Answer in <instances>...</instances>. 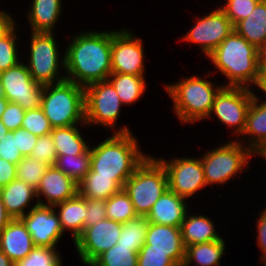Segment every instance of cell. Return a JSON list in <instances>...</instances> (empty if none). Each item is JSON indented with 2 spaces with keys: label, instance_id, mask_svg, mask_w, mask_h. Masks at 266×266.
Wrapping results in <instances>:
<instances>
[{
  "label": "cell",
  "instance_id": "54",
  "mask_svg": "<svg viewBox=\"0 0 266 266\" xmlns=\"http://www.w3.org/2000/svg\"><path fill=\"white\" fill-rule=\"evenodd\" d=\"M260 65H266V46L260 51Z\"/></svg>",
  "mask_w": 266,
  "mask_h": 266
},
{
  "label": "cell",
  "instance_id": "21",
  "mask_svg": "<svg viewBox=\"0 0 266 266\" xmlns=\"http://www.w3.org/2000/svg\"><path fill=\"white\" fill-rule=\"evenodd\" d=\"M258 98L254 94L242 134L249 136L247 137L250 142L248 148L262 156L266 152V101L258 104Z\"/></svg>",
  "mask_w": 266,
  "mask_h": 266
},
{
  "label": "cell",
  "instance_id": "49",
  "mask_svg": "<svg viewBox=\"0 0 266 266\" xmlns=\"http://www.w3.org/2000/svg\"><path fill=\"white\" fill-rule=\"evenodd\" d=\"M255 85L266 94V65H260L258 80Z\"/></svg>",
  "mask_w": 266,
  "mask_h": 266
},
{
  "label": "cell",
  "instance_id": "4",
  "mask_svg": "<svg viewBox=\"0 0 266 266\" xmlns=\"http://www.w3.org/2000/svg\"><path fill=\"white\" fill-rule=\"evenodd\" d=\"M41 109L49 119L52 128L85 125L84 87L64 80L44 85Z\"/></svg>",
  "mask_w": 266,
  "mask_h": 266
},
{
  "label": "cell",
  "instance_id": "8",
  "mask_svg": "<svg viewBox=\"0 0 266 266\" xmlns=\"http://www.w3.org/2000/svg\"><path fill=\"white\" fill-rule=\"evenodd\" d=\"M30 48V61L27 68L35 82L48 85L66 80L65 76L58 75L60 63L61 67H65V56L59 61V52L53 33L32 32Z\"/></svg>",
  "mask_w": 266,
  "mask_h": 266
},
{
  "label": "cell",
  "instance_id": "31",
  "mask_svg": "<svg viewBox=\"0 0 266 266\" xmlns=\"http://www.w3.org/2000/svg\"><path fill=\"white\" fill-rule=\"evenodd\" d=\"M54 166L79 184L91 170L90 147L82 154L57 156Z\"/></svg>",
  "mask_w": 266,
  "mask_h": 266
},
{
  "label": "cell",
  "instance_id": "25",
  "mask_svg": "<svg viewBox=\"0 0 266 266\" xmlns=\"http://www.w3.org/2000/svg\"><path fill=\"white\" fill-rule=\"evenodd\" d=\"M213 222L206 216H185L181 224V236L184 246L207 243L222 239L214 228Z\"/></svg>",
  "mask_w": 266,
  "mask_h": 266
},
{
  "label": "cell",
  "instance_id": "10",
  "mask_svg": "<svg viewBox=\"0 0 266 266\" xmlns=\"http://www.w3.org/2000/svg\"><path fill=\"white\" fill-rule=\"evenodd\" d=\"M0 82L9 102L20 105L25 111L40 107L44 85L33 80L27 64L19 62L0 72Z\"/></svg>",
  "mask_w": 266,
  "mask_h": 266
},
{
  "label": "cell",
  "instance_id": "17",
  "mask_svg": "<svg viewBox=\"0 0 266 266\" xmlns=\"http://www.w3.org/2000/svg\"><path fill=\"white\" fill-rule=\"evenodd\" d=\"M144 245H148V251L168 252L178 266L184 263L186 247L179 227L149 223Z\"/></svg>",
  "mask_w": 266,
  "mask_h": 266
},
{
  "label": "cell",
  "instance_id": "30",
  "mask_svg": "<svg viewBox=\"0 0 266 266\" xmlns=\"http://www.w3.org/2000/svg\"><path fill=\"white\" fill-rule=\"evenodd\" d=\"M107 80L115 88L123 105L137 101L145 92L144 76L111 73Z\"/></svg>",
  "mask_w": 266,
  "mask_h": 266
},
{
  "label": "cell",
  "instance_id": "2",
  "mask_svg": "<svg viewBox=\"0 0 266 266\" xmlns=\"http://www.w3.org/2000/svg\"><path fill=\"white\" fill-rule=\"evenodd\" d=\"M127 127L113 133L96 147L90 148L91 169L96 176L112 177L122 188L136 168L146 159Z\"/></svg>",
  "mask_w": 266,
  "mask_h": 266
},
{
  "label": "cell",
  "instance_id": "46",
  "mask_svg": "<svg viewBox=\"0 0 266 266\" xmlns=\"http://www.w3.org/2000/svg\"><path fill=\"white\" fill-rule=\"evenodd\" d=\"M16 164L0 159V188L16 179Z\"/></svg>",
  "mask_w": 266,
  "mask_h": 266
},
{
  "label": "cell",
  "instance_id": "56",
  "mask_svg": "<svg viewBox=\"0 0 266 266\" xmlns=\"http://www.w3.org/2000/svg\"><path fill=\"white\" fill-rule=\"evenodd\" d=\"M0 98H5L1 82H0Z\"/></svg>",
  "mask_w": 266,
  "mask_h": 266
},
{
  "label": "cell",
  "instance_id": "6",
  "mask_svg": "<svg viewBox=\"0 0 266 266\" xmlns=\"http://www.w3.org/2000/svg\"><path fill=\"white\" fill-rule=\"evenodd\" d=\"M123 189L129 195L137 215L147 216L153 204L168 189L165 167L158 159L147 156L125 182Z\"/></svg>",
  "mask_w": 266,
  "mask_h": 266
},
{
  "label": "cell",
  "instance_id": "45",
  "mask_svg": "<svg viewBox=\"0 0 266 266\" xmlns=\"http://www.w3.org/2000/svg\"><path fill=\"white\" fill-rule=\"evenodd\" d=\"M13 134L17 135L18 148L20 149L22 156H30L32 149L38 140V136L30 133L22 127L14 130Z\"/></svg>",
  "mask_w": 266,
  "mask_h": 266
},
{
  "label": "cell",
  "instance_id": "19",
  "mask_svg": "<svg viewBox=\"0 0 266 266\" xmlns=\"http://www.w3.org/2000/svg\"><path fill=\"white\" fill-rule=\"evenodd\" d=\"M35 247L32 237L20 219H12L0 232V250L15 264Z\"/></svg>",
  "mask_w": 266,
  "mask_h": 266
},
{
  "label": "cell",
  "instance_id": "47",
  "mask_svg": "<svg viewBox=\"0 0 266 266\" xmlns=\"http://www.w3.org/2000/svg\"><path fill=\"white\" fill-rule=\"evenodd\" d=\"M262 214L259 215L260 217L258 218L257 221V228H258V245L260 247V249L262 250V254L263 257L261 258V260H265L266 259V208L263 212H261Z\"/></svg>",
  "mask_w": 266,
  "mask_h": 266
},
{
  "label": "cell",
  "instance_id": "18",
  "mask_svg": "<svg viewBox=\"0 0 266 266\" xmlns=\"http://www.w3.org/2000/svg\"><path fill=\"white\" fill-rule=\"evenodd\" d=\"M78 193V184L55 166H49L36 189L38 204L54 206L64 202ZM40 195L45 196L47 204L40 201Z\"/></svg>",
  "mask_w": 266,
  "mask_h": 266
},
{
  "label": "cell",
  "instance_id": "42",
  "mask_svg": "<svg viewBox=\"0 0 266 266\" xmlns=\"http://www.w3.org/2000/svg\"><path fill=\"white\" fill-rule=\"evenodd\" d=\"M0 155L2 159L16 165L23 158L18 148L17 135H14L13 131H8L0 140Z\"/></svg>",
  "mask_w": 266,
  "mask_h": 266
},
{
  "label": "cell",
  "instance_id": "43",
  "mask_svg": "<svg viewBox=\"0 0 266 266\" xmlns=\"http://www.w3.org/2000/svg\"><path fill=\"white\" fill-rule=\"evenodd\" d=\"M24 116L25 110L20 105L9 102L1 121L9 131H14L22 127Z\"/></svg>",
  "mask_w": 266,
  "mask_h": 266
},
{
  "label": "cell",
  "instance_id": "41",
  "mask_svg": "<svg viewBox=\"0 0 266 266\" xmlns=\"http://www.w3.org/2000/svg\"><path fill=\"white\" fill-rule=\"evenodd\" d=\"M137 266H178L168 252L148 251V245H143L138 252Z\"/></svg>",
  "mask_w": 266,
  "mask_h": 266
},
{
  "label": "cell",
  "instance_id": "44",
  "mask_svg": "<svg viewBox=\"0 0 266 266\" xmlns=\"http://www.w3.org/2000/svg\"><path fill=\"white\" fill-rule=\"evenodd\" d=\"M87 218L85 228L93 226L106 217V200L86 199Z\"/></svg>",
  "mask_w": 266,
  "mask_h": 266
},
{
  "label": "cell",
  "instance_id": "57",
  "mask_svg": "<svg viewBox=\"0 0 266 266\" xmlns=\"http://www.w3.org/2000/svg\"><path fill=\"white\" fill-rule=\"evenodd\" d=\"M262 156L266 159V152L264 154H262Z\"/></svg>",
  "mask_w": 266,
  "mask_h": 266
},
{
  "label": "cell",
  "instance_id": "24",
  "mask_svg": "<svg viewBox=\"0 0 266 266\" xmlns=\"http://www.w3.org/2000/svg\"><path fill=\"white\" fill-rule=\"evenodd\" d=\"M58 213L63 232L72 230L73 240L83 232L87 218L86 198L77 193L74 197L53 206Z\"/></svg>",
  "mask_w": 266,
  "mask_h": 266
},
{
  "label": "cell",
  "instance_id": "26",
  "mask_svg": "<svg viewBox=\"0 0 266 266\" xmlns=\"http://www.w3.org/2000/svg\"><path fill=\"white\" fill-rule=\"evenodd\" d=\"M61 0H33L29 9L32 32L52 33L61 14Z\"/></svg>",
  "mask_w": 266,
  "mask_h": 266
},
{
  "label": "cell",
  "instance_id": "5",
  "mask_svg": "<svg viewBox=\"0 0 266 266\" xmlns=\"http://www.w3.org/2000/svg\"><path fill=\"white\" fill-rule=\"evenodd\" d=\"M204 78L192 76L182 79L177 84L166 85V90L173 100V106L181 122L193 123L208 118L216 94L222 88Z\"/></svg>",
  "mask_w": 266,
  "mask_h": 266
},
{
  "label": "cell",
  "instance_id": "37",
  "mask_svg": "<svg viewBox=\"0 0 266 266\" xmlns=\"http://www.w3.org/2000/svg\"><path fill=\"white\" fill-rule=\"evenodd\" d=\"M56 248L35 246L32 251L14 266H61V258Z\"/></svg>",
  "mask_w": 266,
  "mask_h": 266
},
{
  "label": "cell",
  "instance_id": "16",
  "mask_svg": "<svg viewBox=\"0 0 266 266\" xmlns=\"http://www.w3.org/2000/svg\"><path fill=\"white\" fill-rule=\"evenodd\" d=\"M20 220L26 226L35 246L56 248L63 230L53 206L36 204Z\"/></svg>",
  "mask_w": 266,
  "mask_h": 266
},
{
  "label": "cell",
  "instance_id": "20",
  "mask_svg": "<svg viewBox=\"0 0 266 266\" xmlns=\"http://www.w3.org/2000/svg\"><path fill=\"white\" fill-rule=\"evenodd\" d=\"M184 200L168 188L153 204L146 216L148 222L180 228L188 210Z\"/></svg>",
  "mask_w": 266,
  "mask_h": 266
},
{
  "label": "cell",
  "instance_id": "33",
  "mask_svg": "<svg viewBox=\"0 0 266 266\" xmlns=\"http://www.w3.org/2000/svg\"><path fill=\"white\" fill-rule=\"evenodd\" d=\"M137 216L133 203L124 189L106 200V217L108 219L124 224Z\"/></svg>",
  "mask_w": 266,
  "mask_h": 266
},
{
  "label": "cell",
  "instance_id": "15",
  "mask_svg": "<svg viewBox=\"0 0 266 266\" xmlns=\"http://www.w3.org/2000/svg\"><path fill=\"white\" fill-rule=\"evenodd\" d=\"M196 23L183 40L200 44L201 50L207 56L234 31V25L221 8L199 18Z\"/></svg>",
  "mask_w": 266,
  "mask_h": 266
},
{
  "label": "cell",
  "instance_id": "7",
  "mask_svg": "<svg viewBox=\"0 0 266 266\" xmlns=\"http://www.w3.org/2000/svg\"><path fill=\"white\" fill-rule=\"evenodd\" d=\"M253 152L238 141L227 142L203 155L201 159L206 184H223L248 165Z\"/></svg>",
  "mask_w": 266,
  "mask_h": 266
},
{
  "label": "cell",
  "instance_id": "27",
  "mask_svg": "<svg viewBox=\"0 0 266 266\" xmlns=\"http://www.w3.org/2000/svg\"><path fill=\"white\" fill-rule=\"evenodd\" d=\"M122 189L112 177L96 176L92 169L78 184V193L86 199L107 200Z\"/></svg>",
  "mask_w": 266,
  "mask_h": 266
},
{
  "label": "cell",
  "instance_id": "40",
  "mask_svg": "<svg viewBox=\"0 0 266 266\" xmlns=\"http://www.w3.org/2000/svg\"><path fill=\"white\" fill-rule=\"evenodd\" d=\"M227 3L221 9L230 19L233 25L245 19L253 11L260 0H226Z\"/></svg>",
  "mask_w": 266,
  "mask_h": 266
},
{
  "label": "cell",
  "instance_id": "13",
  "mask_svg": "<svg viewBox=\"0 0 266 266\" xmlns=\"http://www.w3.org/2000/svg\"><path fill=\"white\" fill-rule=\"evenodd\" d=\"M165 167L168 188L186 199L206 186L202 162L196 158H175L171 162L158 159Z\"/></svg>",
  "mask_w": 266,
  "mask_h": 266
},
{
  "label": "cell",
  "instance_id": "28",
  "mask_svg": "<svg viewBox=\"0 0 266 266\" xmlns=\"http://www.w3.org/2000/svg\"><path fill=\"white\" fill-rule=\"evenodd\" d=\"M225 242L222 239L207 243H198L187 246L182 266H189L192 260L198 266H218L224 254Z\"/></svg>",
  "mask_w": 266,
  "mask_h": 266
},
{
  "label": "cell",
  "instance_id": "50",
  "mask_svg": "<svg viewBox=\"0 0 266 266\" xmlns=\"http://www.w3.org/2000/svg\"><path fill=\"white\" fill-rule=\"evenodd\" d=\"M0 266H14L12 260L0 250Z\"/></svg>",
  "mask_w": 266,
  "mask_h": 266
},
{
  "label": "cell",
  "instance_id": "39",
  "mask_svg": "<svg viewBox=\"0 0 266 266\" xmlns=\"http://www.w3.org/2000/svg\"><path fill=\"white\" fill-rule=\"evenodd\" d=\"M30 156L48 166H54L58 155L51 134L38 137Z\"/></svg>",
  "mask_w": 266,
  "mask_h": 266
},
{
  "label": "cell",
  "instance_id": "12",
  "mask_svg": "<svg viewBox=\"0 0 266 266\" xmlns=\"http://www.w3.org/2000/svg\"><path fill=\"white\" fill-rule=\"evenodd\" d=\"M122 226L123 223L105 218L93 226L84 228L74 241L81 261L88 266L99 255L117 244Z\"/></svg>",
  "mask_w": 266,
  "mask_h": 266
},
{
  "label": "cell",
  "instance_id": "32",
  "mask_svg": "<svg viewBox=\"0 0 266 266\" xmlns=\"http://www.w3.org/2000/svg\"><path fill=\"white\" fill-rule=\"evenodd\" d=\"M148 224L146 216H137L125 222L117 244L131 247L134 252L138 253L145 244Z\"/></svg>",
  "mask_w": 266,
  "mask_h": 266
},
{
  "label": "cell",
  "instance_id": "1",
  "mask_svg": "<svg viewBox=\"0 0 266 266\" xmlns=\"http://www.w3.org/2000/svg\"><path fill=\"white\" fill-rule=\"evenodd\" d=\"M112 31L74 36L65 51L66 80L82 87L105 81L112 73Z\"/></svg>",
  "mask_w": 266,
  "mask_h": 266
},
{
  "label": "cell",
  "instance_id": "29",
  "mask_svg": "<svg viewBox=\"0 0 266 266\" xmlns=\"http://www.w3.org/2000/svg\"><path fill=\"white\" fill-rule=\"evenodd\" d=\"M50 134L58 156L82 154L89 148L76 125L53 128Z\"/></svg>",
  "mask_w": 266,
  "mask_h": 266
},
{
  "label": "cell",
  "instance_id": "52",
  "mask_svg": "<svg viewBox=\"0 0 266 266\" xmlns=\"http://www.w3.org/2000/svg\"><path fill=\"white\" fill-rule=\"evenodd\" d=\"M8 103L9 101L6 98H0V119L4 111L6 110Z\"/></svg>",
  "mask_w": 266,
  "mask_h": 266
},
{
  "label": "cell",
  "instance_id": "38",
  "mask_svg": "<svg viewBox=\"0 0 266 266\" xmlns=\"http://www.w3.org/2000/svg\"><path fill=\"white\" fill-rule=\"evenodd\" d=\"M22 128L38 137L50 134L53 129L41 107L25 111Z\"/></svg>",
  "mask_w": 266,
  "mask_h": 266
},
{
  "label": "cell",
  "instance_id": "23",
  "mask_svg": "<svg viewBox=\"0 0 266 266\" xmlns=\"http://www.w3.org/2000/svg\"><path fill=\"white\" fill-rule=\"evenodd\" d=\"M0 196L2 197L7 213L13 219L23 217L26 214L25 207L29 206L31 199L37 197L34 188L18 179L0 188Z\"/></svg>",
  "mask_w": 266,
  "mask_h": 266
},
{
  "label": "cell",
  "instance_id": "35",
  "mask_svg": "<svg viewBox=\"0 0 266 266\" xmlns=\"http://www.w3.org/2000/svg\"><path fill=\"white\" fill-rule=\"evenodd\" d=\"M48 167L47 164L37 161L31 156H25L16 166V179L27 183L36 190Z\"/></svg>",
  "mask_w": 266,
  "mask_h": 266
},
{
  "label": "cell",
  "instance_id": "36",
  "mask_svg": "<svg viewBox=\"0 0 266 266\" xmlns=\"http://www.w3.org/2000/svg\"><path fill=\"white\" fill-rule=\"evenodd\" d=\"M14 22L0 35V72L6 71L7 69L17 65L18 52L16 39L17 35L15 32ZM16 44V45H15Z\"/></svg>",
  "mask_w": 266,
  "mask_h": 266
},
{
  "label": "cell",
  "instance_id": "3",
  "mask_svg": "<svg viewBox=\"0 0 266 266\" xmlns=\"http://www.w3.org/2000/svg\"><path fill=\"white\" fill-rule=\"evenodd\" d=\"M212 63L229 79L226 86L249 88L258 80L260 50L233 31L208 56Z\"/></svg>",
  "mask_w": 266,
  "mask_h": 266
},
{
  "label": "cell",
  "instance_id": "34",
  "mask_svg": "<svg viewBox=\"0 0 266 266\" xmlns=\"http://www.w3.org/2000/svg\"><path fill=\"white\" fill-rule=\"evenodd\" d=\"M138 253L131 247L115 244L99 255L89 266H137Z\"/></svg>",
  "mask_w": 266,
  "mask_h": 266
},
{
  "label": "cell",
  "instance_id": "22",
  "mask_svg": "<svg viewBox=\"0 0 266 266\" xmlns=\"http://www.w3.org/2000/svg\"><path fill=\"white\" fill-rule=\"evenodd\" d=\"M234 31L261 51L266 46V0H260L250 15L237 22Z\"/></svg>",
  "mask_w": 266,
  "mask_h": 266
},
{
  "label": "cell",
  "instance_id": "55",
  "mask_svg": "<svg viewBox=\"0 0 266 266\" xmlns=\"http://www.w3.org/2000/svg\"><path fill=\"white\" fill-rule=\"evenodd\" d=\"M12 23H0V35L11 25Z\"/></svg>",
  "mask_w": 266,
  "mask_h": 266
},
{
  "label": "cell",
  "instance_id": "53",
  "mask_svg": "<svg viewBox=\"0 0 266 266\" xmlns=\"http://www.w3.org/2000/svg\"><path fill=\"white\" fill-rule=\"evenodd\" d=\"M8 129L6 126L2 123L0 119V140L8 133Z\"/></svg>",
  "mask_w": 266,
  "mask_h": 266
},
{
  "label": "cell",
  "instance_id": "48",
  "mask_svg": "<svg viewBox=\"0 0 266 266\" xmlns=\"http://www.w3.org/2000/svg\"><path fill=\"white\" fill-rule=\"evenodd\" d=\"M13 218L7 213L2 197L0 196V232L11 222Z\"/></svg>",
  "mask_w": 266,
  "mask_h": 266
},
{
  "label": "cell",
  "instance_id": "14",
  "mask_svg": "<svg viewBox=\"0 0 266 266\" xmlns=\"http://www.w3.org/2000/svg\"><path fill=\"white\" fill-rule=\"evenodd\" d=\"M142 40L127 30L112 31V73L144 76Z\"/></svg>",
  "mask_w": 266,
  "mask_h": 266
},
{
  "label": "cell",
  "instance_id": "9",
  "mask_svg": "<svg viewBox=\"0 0 266 266\" xmlns=\"http://www.w3.org/2000/svg\"><path fill=\"white\" fill-rule=\"evenodd\" d=\"M85 123L113 128L123 105L113 85L108 81L84 87Z\"/></svg>",
  "mask_w": 266,
  "mask_h": 266
},
{
  "label": "cell",
  "instance_id": "51",
  "mask_svg": "<svg viewBox=\"0 0 266 266\" xmlns=\"http://www.w3.org/2000/svg\"><path fill=\"white\" fill-rule=\"evenodd\" d=\"M14 20L8 13H5L4 11H0V23H13Z\"/></svg>",
  "mask_w": 266,
  "mask_h": 266
},
{
  "label": "cell",
  "instance_id": "11",
  "mask_svg": "<svg viewBox=\"0 0 266 266\" xmlns=\"http://www.w3.org/2000/svg\"><path fill=\"white\" fill-rule=\"evenodd\" d=\"M253 96L249 88L224 85L216 94L208 117L214 112L221 123L235 127L234 133L242 135Z\"/></svg>",
  "mask_w": 266,
  "mask_h": 266
}]
</instances>
